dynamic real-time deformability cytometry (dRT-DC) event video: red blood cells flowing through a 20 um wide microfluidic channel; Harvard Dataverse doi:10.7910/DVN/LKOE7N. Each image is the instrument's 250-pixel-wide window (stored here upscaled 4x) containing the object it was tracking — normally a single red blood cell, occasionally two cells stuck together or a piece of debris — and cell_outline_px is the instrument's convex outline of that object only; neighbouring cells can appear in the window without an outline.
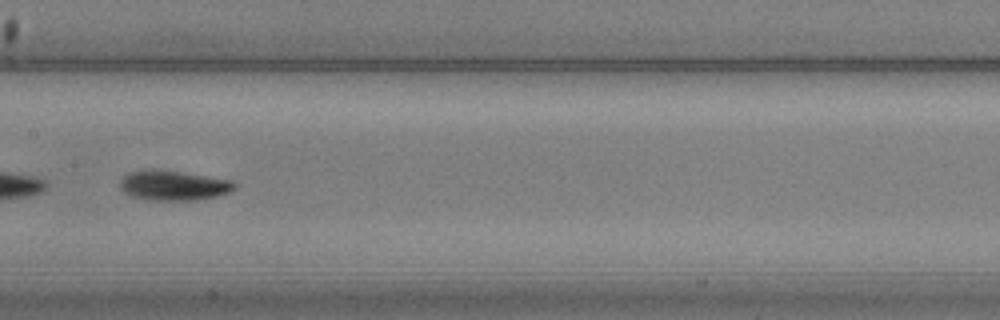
{"species": "common noctule bat (a hibernating species)", "species_latin": "Nyctalus noctula", "temperature_condition": "warm", "stored_images_in_passage": 43, "camera_frame_rate_fps": 3000, "um_per_image_px": 0.085, "animal": {"sex": "male", "body_mass_g": 20.5, "forearm_length_mm": 52.5}, "frame": {"image": 1, "passage_image": 14, "time_ms": 4.333, "image_size_px": [1000, 320], "cell_outline_px": [[236, 188], [228, 192], [216, 196], [196, 200], [144, 200], [132, 196], [124, 192], [120, 188], [120, 180], [128, 172], [152, 168], [156, 168], [232, 180], [236, 184]], "centroid_in_image_um": [14.71, 15.75], "position_along_channel_um": 192.7, "area_um2": 20.11}}
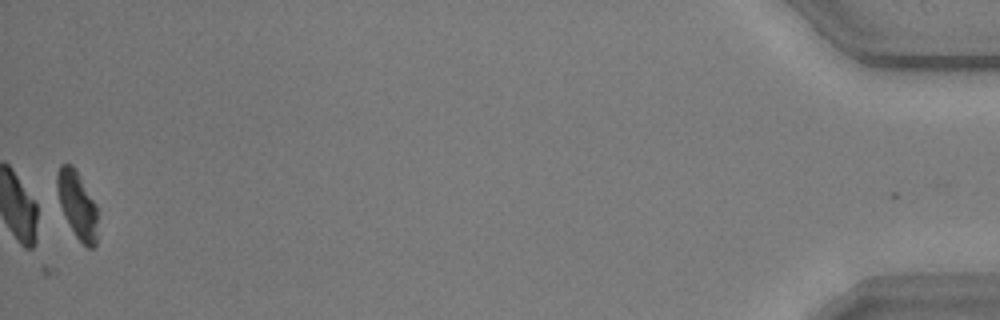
{"frame": {"image": 2, "passage_image": 42, "time_ms": 13.667, "image_size_px": [1000, 320], "cell_outline_px": [[96, 244], [92, 248], [88, 248], [76, 236], [60, 204], [56, 188], [56, 172], [60, 164], [72, 164], [76, 168], [96, 204]], "centroid_in_image_um": [6.55, 17.33], "position_along_channel_um": 428.6, "area_um2": 15.61}, "authors_computed_cell_mechanics": {"area_um2": 18.8428, "velocity_mm_per_s": 3.5896, "shape_relaxation_time_tau1_ms": 1.5958, "shape_relaxation_time_tau2_ms": null, "deformation_change_tau1": 0.1629, "deformation_change_tau2": null}}